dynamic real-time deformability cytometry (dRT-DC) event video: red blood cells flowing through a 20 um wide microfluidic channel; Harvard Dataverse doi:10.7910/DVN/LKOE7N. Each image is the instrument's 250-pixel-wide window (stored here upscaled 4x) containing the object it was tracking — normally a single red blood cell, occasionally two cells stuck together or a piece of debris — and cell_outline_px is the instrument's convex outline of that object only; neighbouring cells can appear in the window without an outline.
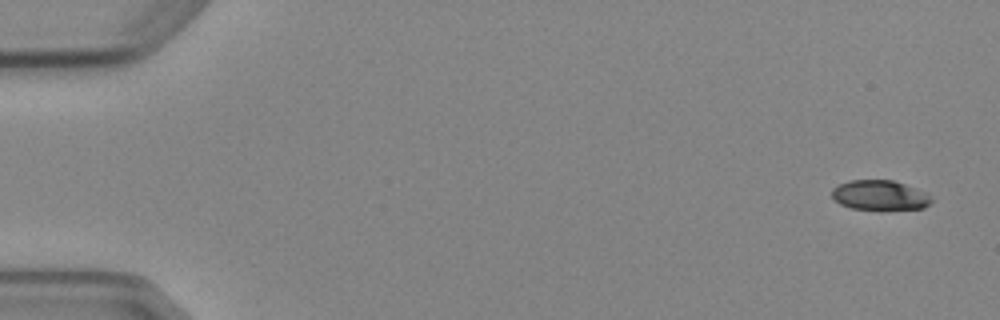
{"species": "Egyptian fruit bat (a non-hibernating species)", "species_latin": "Rousettus aegyptiacus", "temperature_condition": "cold", "stored_images_in_passage": 4, "camera_frame_rate_fps": 3000, "um_per_image_px": 0.085, "animal": {"sex": "female"}, "frame": {"image": 1, "passage_image": 1, "time_ms": 0.0, "image_size_px": [1000, 320], "cell_outline_px": [[932, 204], [924, 208], [880, 212], [852, 208], [840, 204], [832, 200], [832, 188], [840, 184], [852, 180], [892, 180], [904, 184], [924, 192], [932, 200]], "centroid_in_image_um": [74.77, 16.65], "position_along_channel_um": 10.2, "area_um2": 17.86}}
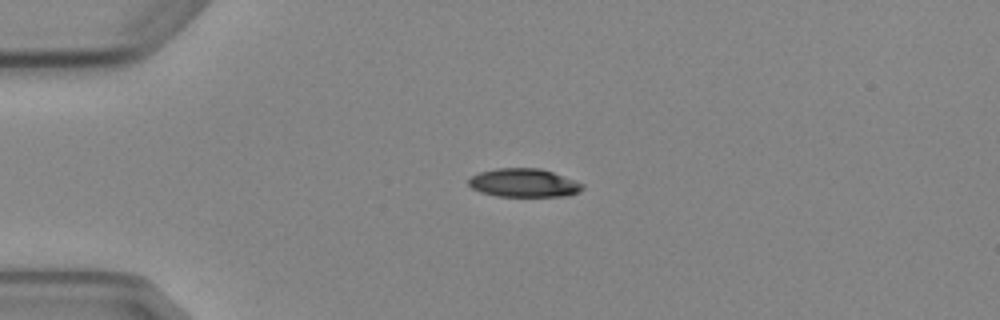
{"frame": {"image": 2, "passage_image": 4, "time_ms": 3.667, "image_size_px": [1000, 320], "cell_outline_px": [[584, 188], [580, 192], [568, 196], [496, 196], [480, 192], [472, 188], [468, 184], [468, 180], [472, 176], [480, 172], [496, 168], [540, 168], [552, 172], [584, 184]], "centroid_in_image_um": [44.53, 15.55], "position_along_channel_um": 40.5, "area_um2": 18.9}}